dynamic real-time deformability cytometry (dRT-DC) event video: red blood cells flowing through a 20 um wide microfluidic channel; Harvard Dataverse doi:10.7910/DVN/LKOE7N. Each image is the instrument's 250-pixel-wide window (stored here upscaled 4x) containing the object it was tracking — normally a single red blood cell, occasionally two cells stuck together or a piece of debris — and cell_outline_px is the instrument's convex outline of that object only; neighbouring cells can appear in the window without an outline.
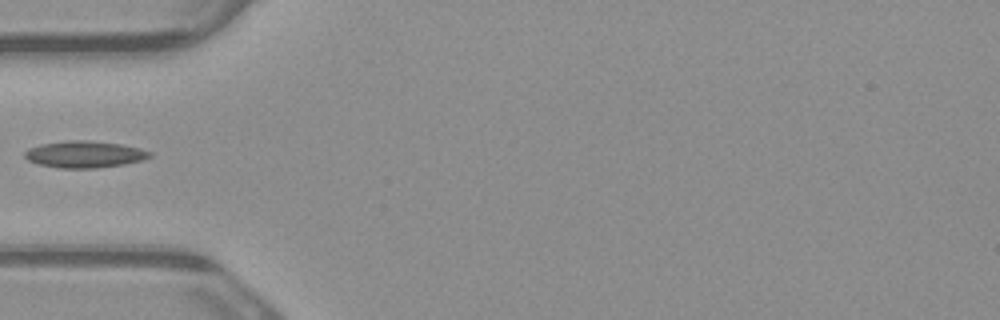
{"species": "common noctule bat (a hibernating species)", "species_latin": "Nyctalus noctula", "temperature_condition": "warm", "stored_images_in_passage": 5, "camera_frame_rate_fps": 3000, "um_per_image_px": 0.085, "animal": {"sex": "male", "body_mass_g": 23.1, "forearm_length_mm": 52.7}, "frame": {"image": 1, "passage_image": 5, "time_ms": 1.333, "image_size_px": [1000, 320], "cell_outline_px": [[152, 156], [144, 160], [124, 164], [96, 168], [56, 168], [40, 164], [28, 160], [24, 156], [24, 152], [28, 148], [40, 144], [68, 140], [88, 140], [120, 144], [140, 148], [152, 152]], "centroid_in_image_um": [7.19, 13.11], "position_along_channel_um": 77.8, "area_um2": 19.59}}